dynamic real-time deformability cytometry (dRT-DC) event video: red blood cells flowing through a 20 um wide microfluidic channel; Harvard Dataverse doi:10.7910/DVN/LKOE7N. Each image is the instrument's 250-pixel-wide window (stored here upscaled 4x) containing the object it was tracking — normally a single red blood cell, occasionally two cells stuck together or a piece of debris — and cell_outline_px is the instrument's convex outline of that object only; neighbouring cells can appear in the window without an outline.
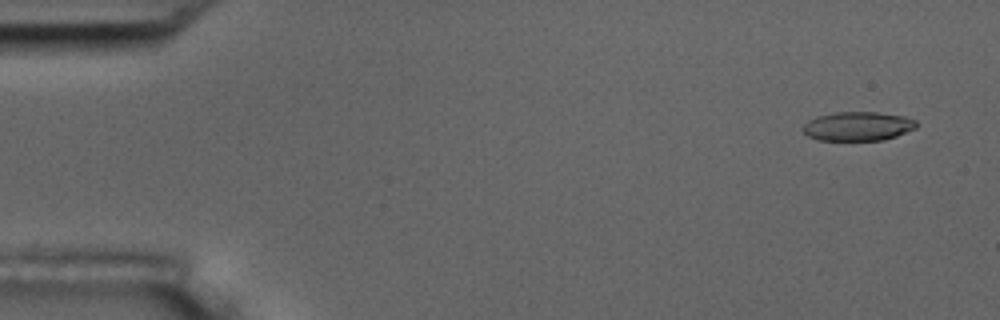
{"species": "common noctule bat (a hibernating species)", "species_latin": "Nyctalus noctula", "temperature_condition": "room temperature", "stored_images_in_passage": 9, "camera_frame_rate_fps": 3000, "um_per_image_px": 0.085, "animal": {"sex": "male", "body_mass_g": 17.5, "forearm_length_mm": 52.3}, "frame": {"image": 1, "passage_image": 1, "time_ms": 0.0, "image_size_px": [1000, 320], "cell_outline_px": [[916, 128], [896, 136], [884, 140], [816, 140], [808, 136], [800, 128], [808, 120], [816, 116], [836, 112], [880, 112], [904, 116], [916, 120]], "centroid_in_image_um": [72.89, 10.73], "position_along_channel_um": 12.1, "area_um2": 19.36}}
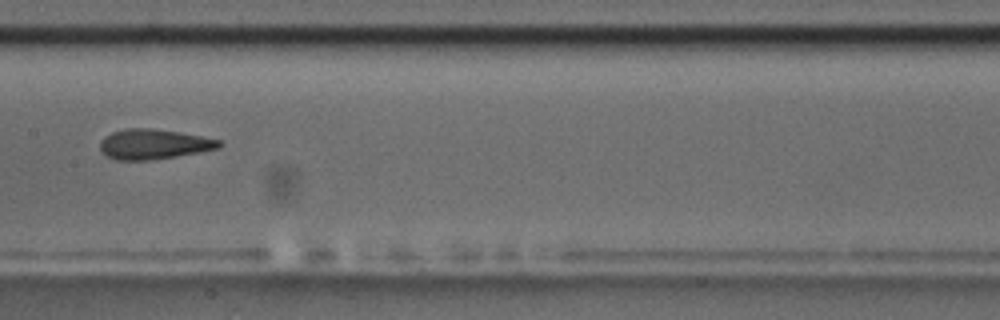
{"frame": {"image": 2, "passage_image": 8, "time_ms": 8.333, "image_size_px": [1000, 320], "cell_outline_px": [[224, 144], [220, 148], [200, 152], [152, 160], [116, 160], [108, 156], [100, 148], [100, 140], [104, 136], [112, 132], [124, 128], [152, 128], [180, 132], [220, 140]], "centroid_in_image_um": [13.07, 12.25], "position_along_channel_um": 194.3, "area_um2": 20.92}}
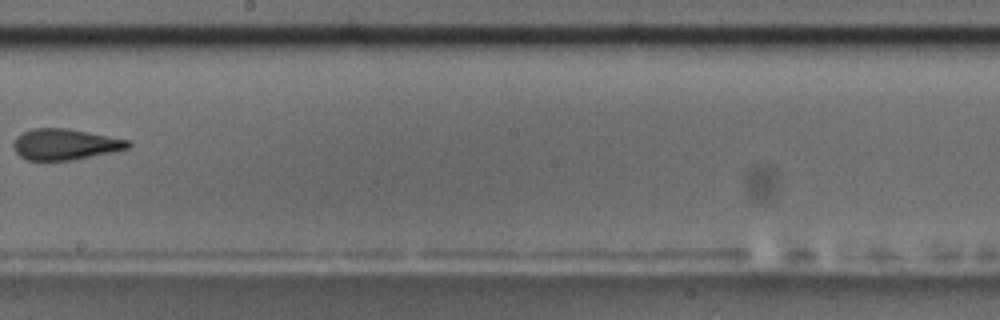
{"frame": {"image": 3, "passage_image": 9, "time_ms": 9.667, "image_size_px": [1000, 320], "cell_outline_px": [[132, 144], [128, 148], [116, 152], [72, 160], [28, 160], [20, 156], [16, 152], [12, 144], [16, 136], [32, 128], [64, 128], [128, 140]], "centroid_in_image_um": [5.52, 12.28], "position_along_channel_um": 242.7, "area_um2": 20.58}}